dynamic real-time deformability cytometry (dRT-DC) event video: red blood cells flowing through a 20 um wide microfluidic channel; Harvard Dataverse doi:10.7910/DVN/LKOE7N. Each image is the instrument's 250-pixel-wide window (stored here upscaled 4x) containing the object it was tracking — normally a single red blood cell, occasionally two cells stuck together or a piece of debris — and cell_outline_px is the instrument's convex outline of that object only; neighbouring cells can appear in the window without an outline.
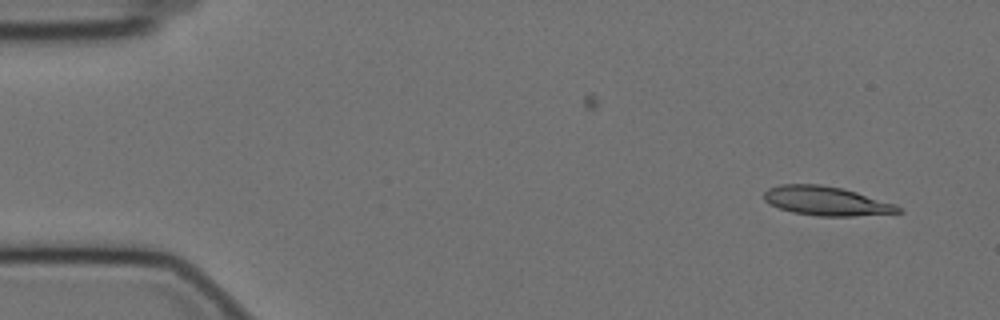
{"species": "Egyptian fruit bat (a non-hibernating species)", "species_latin": "Rousettus aegyptiacus", "temperature_condition": "cold", "stored_images_in_passage": 18, "camera_frame_rate_fps": 3000, "um_per_image_px": 0.085, "animal": {"sex": "female"}, "frame": {"image": 1, "passage_image": 2, "time_ms": 0.333, "image_size_px": [1000, 320], "cell_outline_px": [[904, 212], [852, 216], [820, 216], [792, 212], [780, 208], [764, 200], [764, 192], [768, 188], [780, 184], [820, 184], [844, 188], [896, 204]], "centroid_in_image_um": [70.25, 17.07], "position_along_channel_um": 14.8, "area_um2": 22.72}}
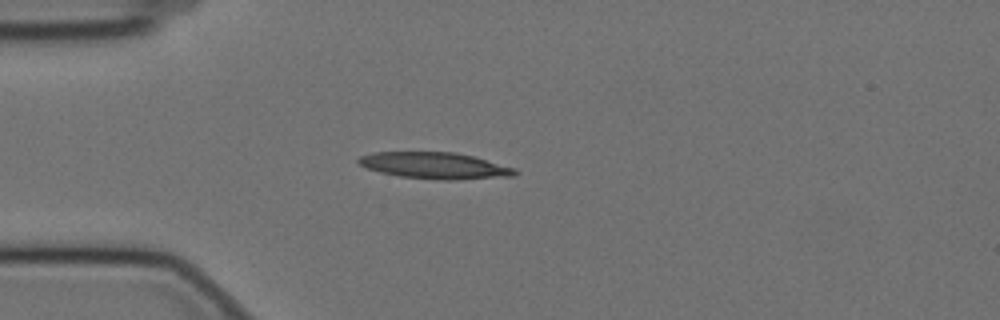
{"frame": {"image": 2, "passage_image": 13, "time_ms": 4.0, "image_size_px": [1000, 320], "cell_outline_px": [[520, 172], [516, 176], [456, 180], [444, 180], [400, 176], [380, 172], [368, 168], [360, 164], [356, 160], [360, 156], [372, 152], [456, 152], [472, 156], [516, 168]], "centroid_in_image_um": [37.01, 14.07], "position_along_channel_um": 48.0, "area_um2": 24.16}}
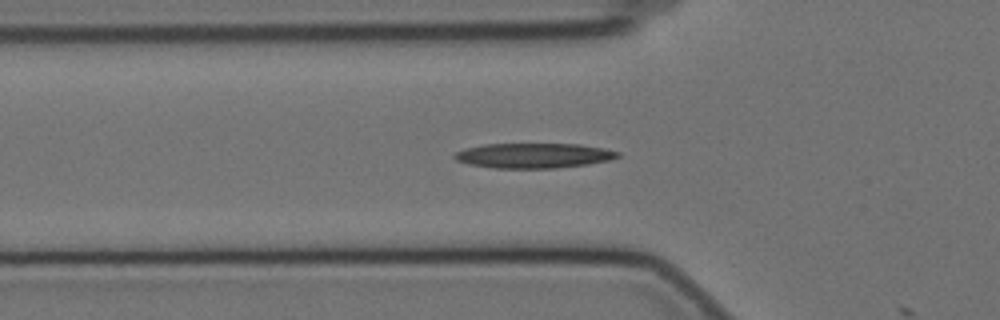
{"frame": {"image": 3, "passage_image": 17, "time_ms": 5.333, "image_size_px": [1000, 320], "cell_outline_px": [[620, 156], [608, 160], [588, 164], [556, 168], [492, 168], [468, 164], [456, 160], [452, 156], [456, 152], [464, 148], [484, 144], [580, 144], [604, 148], [620, 152]], "centroid_in_image_um": [45.33, 13.22], "position_along_channel_um": 80.5, "area_um2": 23.81}}